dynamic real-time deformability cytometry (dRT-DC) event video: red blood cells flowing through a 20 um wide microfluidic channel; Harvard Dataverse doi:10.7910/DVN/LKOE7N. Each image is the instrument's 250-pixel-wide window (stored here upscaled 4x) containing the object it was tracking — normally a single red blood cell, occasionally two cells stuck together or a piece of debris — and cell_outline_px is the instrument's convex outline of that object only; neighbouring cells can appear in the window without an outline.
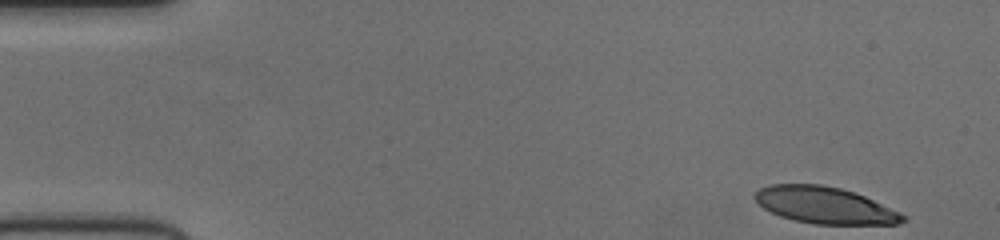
{"species": "human", "species_latin": "Homo sapiens", "temperature_condition": "cold", "stored_images_in_passage": 49, "camera_frame_rate_fps": 3000, "um_per_image_px": 0.085, "donor": {"sex": "female"}, "frame": {"image": 1, "passage_image": 1, "time_ms": 0.0, "image_size_px": [1000, 240], "cell_outline_px": [[908, 216], [900, 224], [812, 224], [780, 216], [764, 208], [752, 196], [760, 188], [768, 184], [820, 184], [840, 188], [864, 196], [900, 212]], "centroid_in_image_um": [70.11, 17.44], "position_along_channel_um": 14.9, "area_um2": 31.44}}
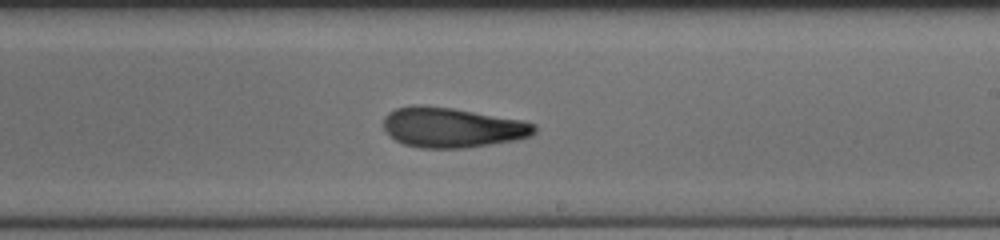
{"frame": {"image": 2, "passage_image": 28, "time_ms": 9.0, "image_size_px": [1000, 240], "cell_outline_px": [[536, 132], [532, 136], [516, 140], [468, 148], [420, 148], [404, 144], [396, 140], [384, 128], [384, 116], [388, 112], [396, 108], [412, 104], [420, 104], [452, 108], [524, 120], [536, 124]], "centroid_in_image_um": [38.46, 10.83], "position_along_channel_um": 250.5, "area_um2": 35.49}}
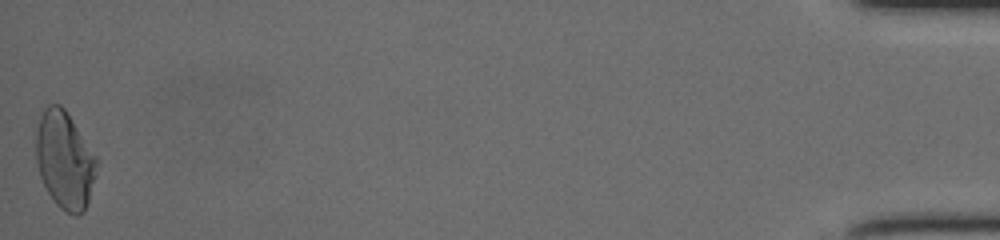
{"frame": {"image": 3, "passage_image": 49, "time_ms": 16.0, "image_size_px": [1000, 240], "cell_outline_px": [[96, 164], [88, 200], [84, 212], [76, 216], [64, 212], [56, 204], [48, 192], [40, 176], [36, 164], [36, 132], [40, 116], [44, 108], [48, 104], [60, 104], [64, 108], [96, 156]], "centroid_in_image_um": [5.46, 13.6], "position_along_channel_um": 429.7, "area_um2": 33.93}}